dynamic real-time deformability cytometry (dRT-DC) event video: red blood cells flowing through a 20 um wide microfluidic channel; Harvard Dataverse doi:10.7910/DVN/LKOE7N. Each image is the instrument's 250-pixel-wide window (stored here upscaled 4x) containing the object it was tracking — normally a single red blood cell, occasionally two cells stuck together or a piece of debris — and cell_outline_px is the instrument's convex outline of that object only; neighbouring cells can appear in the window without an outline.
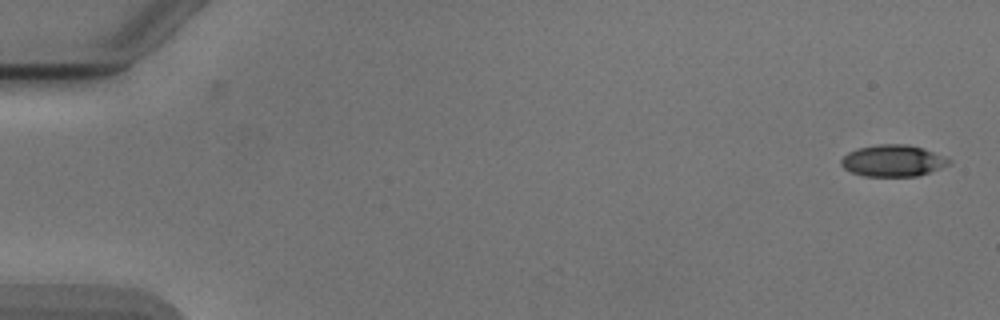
{"species": "Egyptian fruit bat (a non-hibernating species)", "species_latin": "Rousettus aegyptiacus", "temperature_condition": "cold", "stored_images_in_passage": 52, "camera_frame_rate_fps": 3000, "um_per_image_px": 0.085, "animal": {"sex": "male"}, "frame": {"image": 1, "passage_image": 1, "time_ms": 0.0, "image_size_px": [1000, 320], "cell_outline_px": [[952, 164], [916, 176], [864, 176], [852, 172], [844, 168], [840, 164], [840, 160], [848, 152], [856, 148], [880, 144], [908, 144], [944, 156], [952, 160]], "centroid_in_image_um": [75.88, 13.66], "position_along_channel_um": 9.1, "area_um2": 19.77}}
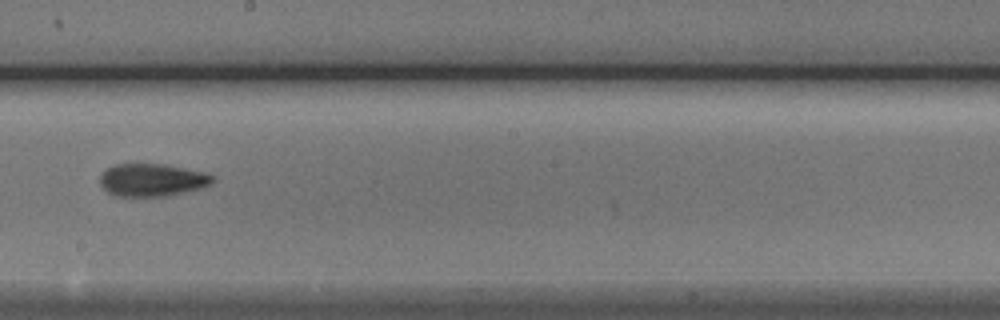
{"frame": {"image": 2, "passage_image": 30, "time_ms": 9.667, "image_size_px": [1000, 320], "cell_outline_px": [[212, 184], [200, 188], [164, 196], [112, 196], [100, 184], [100, 176], [108, 168], [116, 164], [164, 164], [208, 172], [212, 176]], "centroid_in_image_um": [12.93, 15.29], "position_along_channel_um": 235.3, "area_um2": 21.33}}
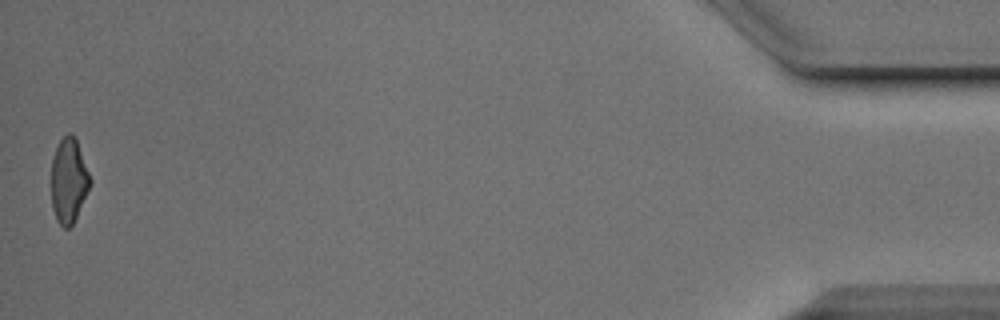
{"frame": {"image": 3, "passage_image": 52, "time_ms": 17.0, "image_size_px": [1000, 320], "cell_outline_px": [[92, 180], [76, 216], [72, 224], [68, 228], [64, 228], [56, 220], [52, 208], [52, 160], [56, 148], [60, 140], [68, 132], [72, 132], [76, 140]], "centroid_in_image_um": [5.83, 15.34], "position_along_channel_um": 429.4, "area_um2": 18.79}, "authors_computed_cell_mechanics": {"area_um2": 20.6346, "velocity_mm_per_s": 3.8996, "shape_relaxation_time_tau1_ms": 3.9207, "shape_relaxation_time_tau2_ms": 2.778, "deformation_change_tau1": 0.1425, "deformation_change_tau2": 0.1054}}